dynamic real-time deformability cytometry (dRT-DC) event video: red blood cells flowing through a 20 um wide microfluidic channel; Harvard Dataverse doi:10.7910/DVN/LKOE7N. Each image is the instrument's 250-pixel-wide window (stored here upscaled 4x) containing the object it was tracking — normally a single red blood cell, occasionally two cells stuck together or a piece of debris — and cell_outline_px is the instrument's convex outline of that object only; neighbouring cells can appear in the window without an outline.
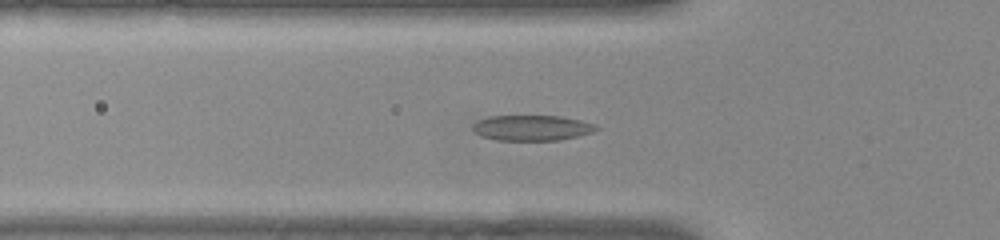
{"species": "common noctule bat (a hibernating species)", "species_latin": "Nyctalus noctula", "temperature_condition": "warm", "stored_images_in_passage": 49, "camera_frame_rate_fps": 3000, "um_per_image_px": 0.085, "animal": {"sex": "female", "body_mass_g": 22.0, "forearm_length_mm": 56.7}, "frame": {"image": 1, "passage_image": 15, "time_ms": 4.667, "image_size_px": [1000, 240], "cell_outline_px": [[600, 128], [592, 132], [560, 140], [496, 140], [480, 136], [472, 128], [472, 124], [488, 116], [556, 116], [580, 120], [592, 124]], "centroid_in_image_um": [45.17, 10.87], "position_along_channel_um": 80.6, "area_um2": 18.09}}
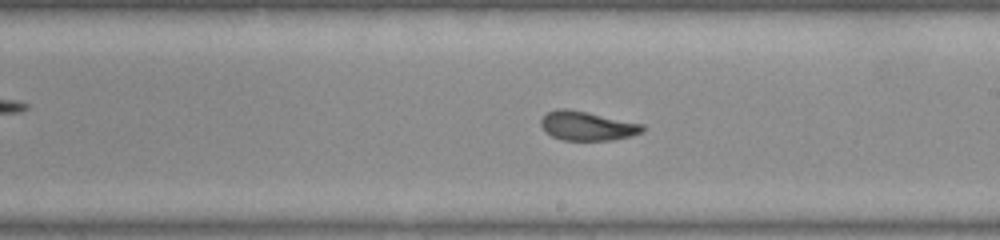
{"frame": {"image": 2, "passage_image": 27, "time_ms": 8.667, "image_size_px": [1000, 240], "cell_outline_px": [[644, 132], [632, 136], [612, 140], [564, 140], [552, 136], [544, 132], [540, 124], [540, 120], [548, 112], [560, 108], [568, 108], [588, 112], [644, 124]], "centroid_in_image_um": [49.92, 10.7], "position_along_channel_um": 239.1, "area_um2": 17.4}}
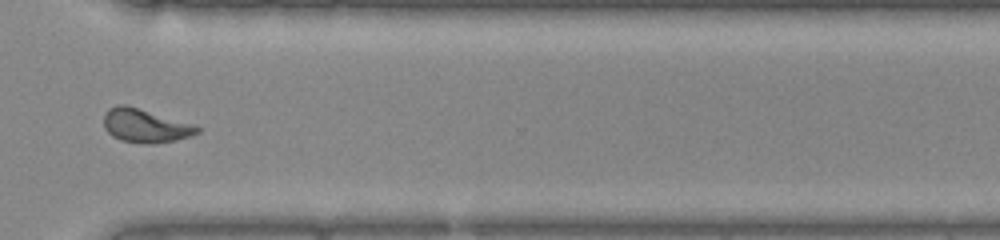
{"frame": {"image": 3, "passage_image": 36, "time_ms": 11.667, "image_size_px": [1000, 240], "cell_outline_px": [[200, 132], [192, 136], [176, 140], [152, 144], [144, 144], [120, 140], [112, 136], [104, 128], [104, 116], [108, 108], [116, 104], [124, 104], [192, 124], [200, 128]], "centroid_in_image_um": [12.32, 10.7], "position_along_channel_um": 358.3, "area_um2": 18.21}, "authors_computed_cell_mechanics": {"area_um2": 17.8602, "velocity_mm_per_s": 3.9528, "shape_relaxation_time_tau1_ms": 9.1329, "shape_relaxation_time_tau2_ms": 1.4607, "deformation_change_tau1": 0.2126, "deformation_change_tau2": 0.076}}